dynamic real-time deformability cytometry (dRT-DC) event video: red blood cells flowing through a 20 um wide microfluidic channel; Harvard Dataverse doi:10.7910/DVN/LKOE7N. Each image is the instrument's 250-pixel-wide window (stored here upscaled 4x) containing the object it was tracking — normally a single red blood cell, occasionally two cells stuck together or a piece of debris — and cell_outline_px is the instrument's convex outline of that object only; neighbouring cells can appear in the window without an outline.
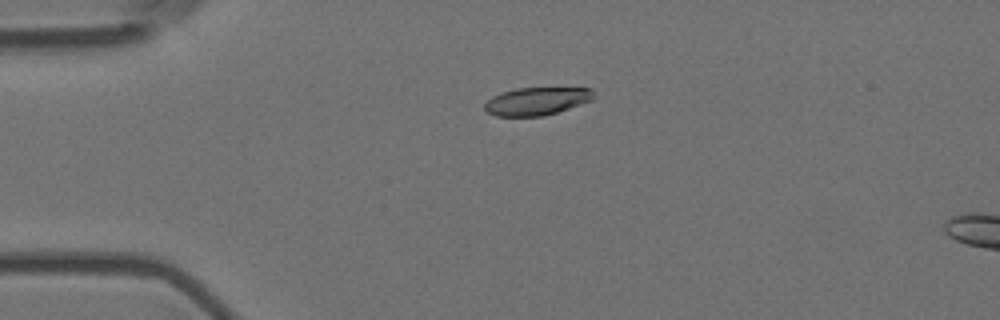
{"species": "Egyptian fruit bat (a non-hibernating species)", "species_latin": "Rousettus aegyptiacus", "temperature_condition": "room temperature", "stored_images_in_passage": 5, "camera_frame_rate_fps": 3000, "um_per_image_px": 0.085, "animal": {"sex": "female"}, "frame": {"image": 1, "passage_image": 4, "time_ms": 1.0, "image_size_px": [1000, 320], "cell_outline_px": [[596, 96], [592, 100], [544, 116], [496, 116], [484, 112], [484, 104], [492, 96], [516, 88], [592, 88]], "centroid_in_image_um": [45.61, 8.6], "position_along_channel_um": 39.4, "area_um2": 17.69}}